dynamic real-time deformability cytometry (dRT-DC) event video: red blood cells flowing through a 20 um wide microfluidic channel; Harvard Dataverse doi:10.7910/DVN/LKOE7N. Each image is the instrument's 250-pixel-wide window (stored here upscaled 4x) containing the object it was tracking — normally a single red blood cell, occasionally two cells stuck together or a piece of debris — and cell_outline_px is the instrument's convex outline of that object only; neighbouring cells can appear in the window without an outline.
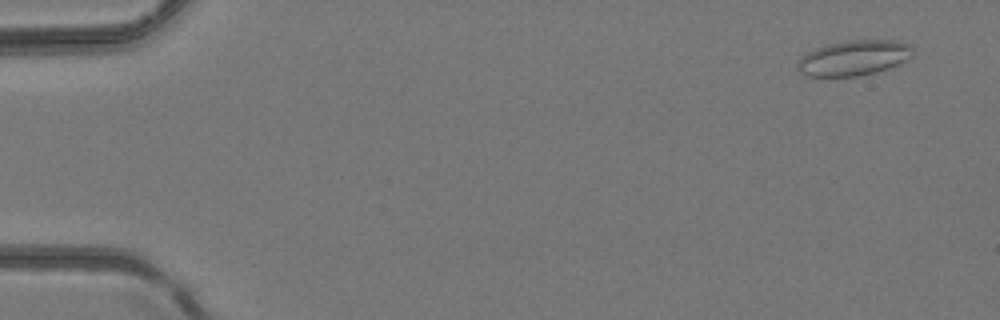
{"species": "common noctule bat (a hibernating species)", "species_latin": "Nyctalus noctula", "temperature_condition": "room temperature", "stored_images_in_passage": 4, "camera_frame_rate_fps": 3000, "um_per_image_px": 0.085, "animal": {"sex": "female", "body_mass_g": 24.6, "forearm_length_mm": 56.2}, "frame": {"image": 1, "passage_image": 1, "time_ms": 0.0, "image_size_px": [1000, 320], "cell_outline_px": [[912, 56], [908, 60], [900, 64], [876, 72], [856, 76], [804, 76], [796, 68], [796, 60], [808, 52], [816, 48], [828, 44], [848, 40], [896, 40], [908, 44], [912, 48]], "centroid_in_image_um": [72.55, 4.92], "position_along_channel_um": 12.4, "area_um2": 23.81}}